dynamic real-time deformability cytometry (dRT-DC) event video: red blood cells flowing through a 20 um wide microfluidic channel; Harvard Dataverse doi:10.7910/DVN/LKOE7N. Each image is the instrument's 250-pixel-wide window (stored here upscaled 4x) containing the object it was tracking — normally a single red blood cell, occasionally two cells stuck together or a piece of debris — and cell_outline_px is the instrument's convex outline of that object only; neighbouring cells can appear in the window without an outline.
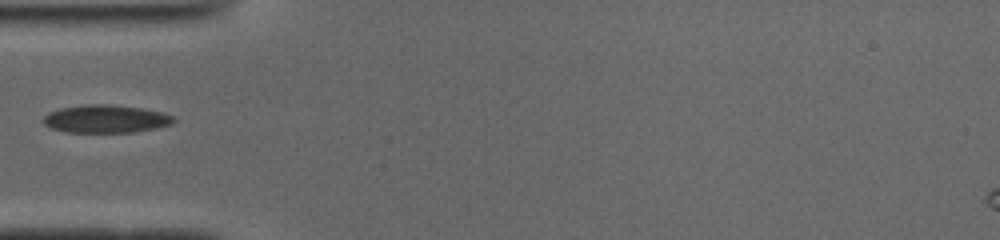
{"species": "common noctule bat (a hibernating species)", "species_latin": "Nyctalus noctula", "temperature_condition": "cold", "stored_images_in_passage": 36, "camera_frame_rate_fps": 3000, "um_per_image_px": 0.085, "animal": {"sex": "male", "body_mass_g": 19.0, "forearm_length_mm": 50.8}, "frame": {"image": 1, "passage_image": 1, "time_ms": 0.0, "image_size_px": [1000, 240], "cell_outline_px": [[176, 120], [172, 124], [156, 128], [132, 132], [68, 132], [52, 128], [44, 124], [44, 116], [48, 112], [60, 108], [88, 104], [108, 104], [140, 108], [160, 112], [172, 116]], "centroid_in_image_um": [8.98, 10.1], "position_along_channel_um": 76.0, "area_um2": 20.98}}
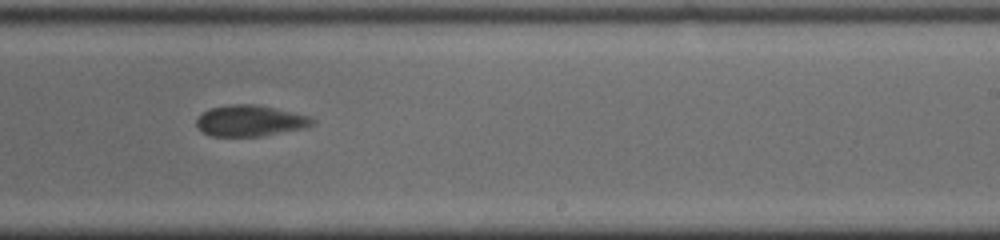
{"frame": {"image": 2, "passage_image": 16, "time_ms": 5.0, "image_size_px": [1000, 240], "cell_outline_px": [[316, 120], [312, 124], [304, 128], [260, 136], [212, 136], [204, 132], [196, 124], [196, 120], [204, 112], [212, 108], [228, 104], [260, 104], [308, 116]], "centroid_in_image_um": [21.27, 10.25], "position_along_channel_um": 267.7, "area_um2": 20.75}}
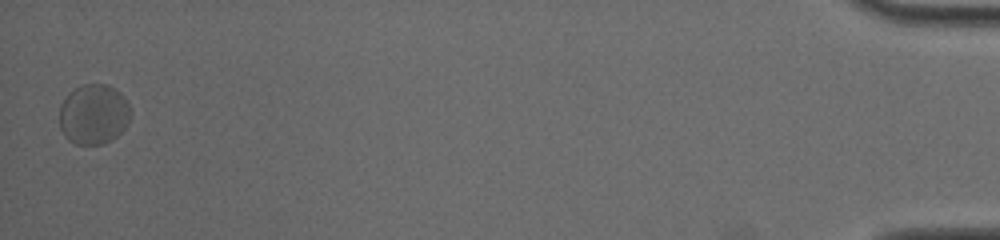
{"frame": {"image": 3, "passage_image": 36, "time_ms": 11.667, "image_size_px": [1000, 240], "cell_outline_px": [[128, 124], [116, 136], [100, 144], [76, 144], [68, 140], [60, 128], [60, 104], [68, 92], [80, 84], [108, 84], [120, 92], [124, 96], [128, 104]], "centroid_in_image_um": [7.92, 9.68], "position_along_channel_um": 427.3, "area_um2": 24.85}}